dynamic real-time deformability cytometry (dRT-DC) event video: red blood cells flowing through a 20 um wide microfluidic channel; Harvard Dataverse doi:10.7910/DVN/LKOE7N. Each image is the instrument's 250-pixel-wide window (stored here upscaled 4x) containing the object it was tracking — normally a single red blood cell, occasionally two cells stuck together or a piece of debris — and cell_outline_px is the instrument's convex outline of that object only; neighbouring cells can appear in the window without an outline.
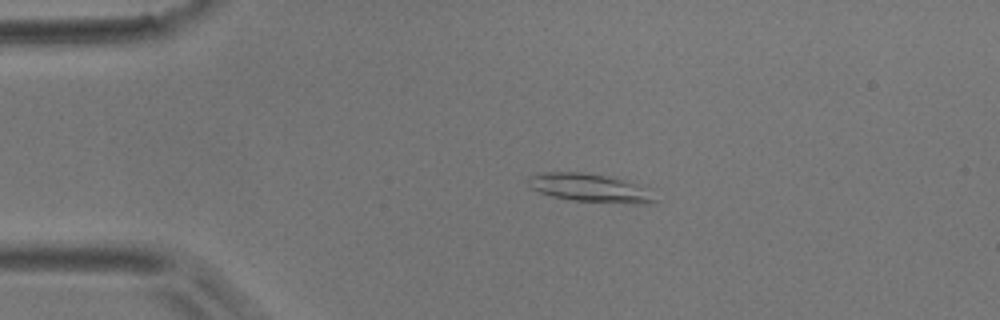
{"species": "common noctule bat (a hibernating species)", "species_latin": "Nyctalus noctula", "temperature_condition": "room temperature", "stored_images_in_passage": 46, "camera_frame_rate_fps": 3000, "um_per_image_px": 0.085, "animal": {"sex": "male", "body_mass_g": 17.9}, "frame": {"image": 1, "passage_image": 10, "time_ms": 3.0, "image_size_px": [1000, 320], "cell_outline_px": [[656, 200], [648, 204], [636, 204], [572, 200], [552, 196], [540, 192], [532, 188], [528, 184], [528, 176], [544, 172], [584, 172], [624, 180], [636, 184]], "centroid_in_image_um": [50.05, 15.97], "position_along_channel_um": 34.9, "area_um2": 20.35}}
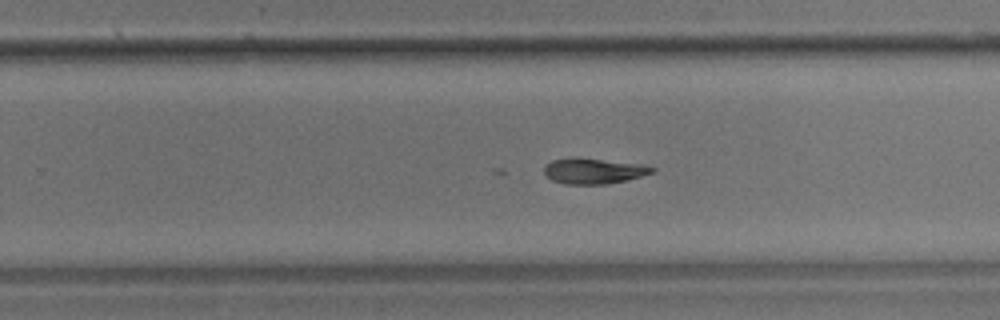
{"frame": {"image": 2, "passage_image": 33, "time_ms": 10.667, "image_size_px": [1000, 320], "cell_outline_px": [[656, 172], [628, 180], [604, 184], [564, 184], [552, 180], [544, 172], [544, 168], [552, 160], [600, 160], [640, 164], [656, 168]], "centroid_in_image_um": [50.54, 14.58], "position_along_channel_um": 279.3, "area_um2": 15.32}}
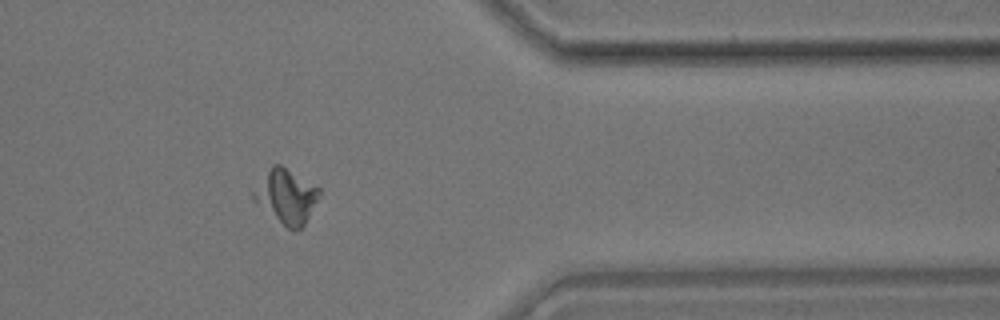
{"frame": {"image": 3, "passage_image": 43, "time_ms": 14.0, "image_size_px": [1000, 320], "cell_outline_px": [[320, 196], [304, 224], [300, 228], [292, 232], [256, 204], [252, 200], [252, 192], [272, 164], [280, 164], [320, 188]], "centroid_in_image_um": [24.32, 16.71], "position_along_channel_um": 387.1, "area_um2": 20.58}, "authors_computed_cell_mechanics": {"area_um2": 16.6753, "velocity_mm_per_s": 3.688, "shape_relaxation_time_tau1_ms": null, "shape_relaxation_time_tau2_ms": 6.8304, "deformation_change_tau1": null, "deformation_change_tau2": 0.1351}}